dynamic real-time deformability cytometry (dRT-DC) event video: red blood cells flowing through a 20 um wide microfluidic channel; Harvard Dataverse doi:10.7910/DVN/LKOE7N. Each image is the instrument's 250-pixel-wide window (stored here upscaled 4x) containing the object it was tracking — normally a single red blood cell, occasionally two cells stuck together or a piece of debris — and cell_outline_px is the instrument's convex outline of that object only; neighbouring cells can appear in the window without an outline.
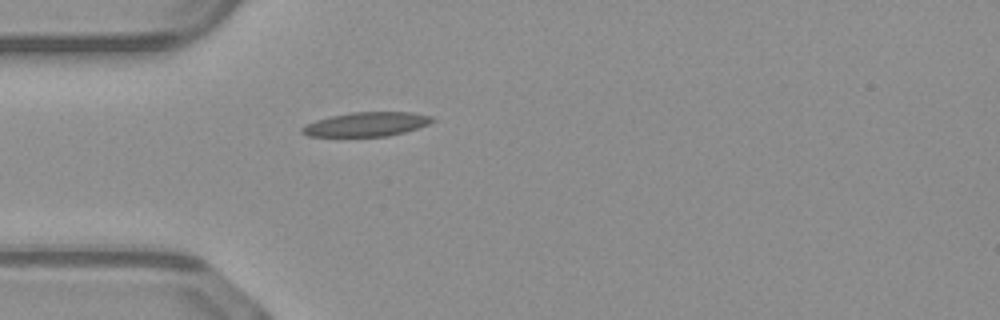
{"species": "common noctule bat (a hibernating species)", "species_latin": "Nyctalus noctula", "temperature_condition": "warm", "stored_images_in_passage": 13, "camera_frame_rate_fps": 3000, "um_per_image_px": 0.085, "animal": {"sex": "male", "body_mass_g": 23.1, "forearm_length_mm": 52.7}, "frame": {"image": 1, "passage_image": 1, "time_ms": 0.0, "image_size_px": [1000, 320], "cell_outline_px": [[436, 120], [428, 124], [404, 132], [388, 136], [308, 136], [300, 132], [300, 128], [304, 124], [328, 116], [352, 112], [412, 112], [432, 116]], "centroid_in_image_um": [31.11, 10.55], "position_along_channel_um": 53.9, "area_um2": 18.44}}
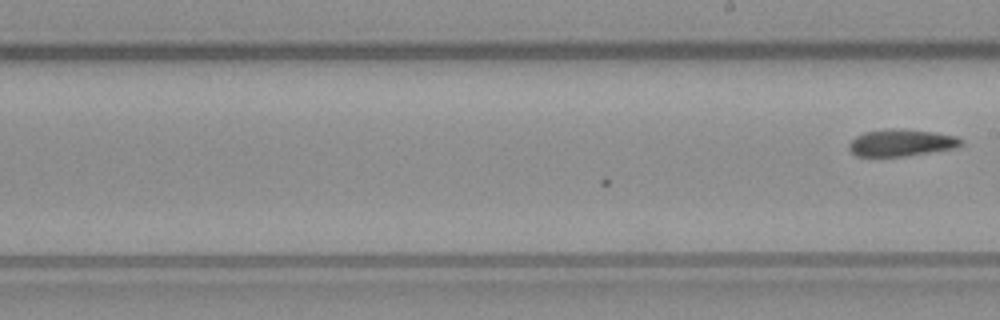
{"frame": {"image": 2, "passage_image": 13, "time_ms": 4.0, "image_size_px": [1000, 320], "cell_outline_px": [[964, 144], [952, 148], [904, 156], [856, 156], [848, 148], [848, 144], [856, 136], [864, 132], [888, 128], [892, 128], [932, 132], [956, 136], [964, 140]], "centroid_in_image_um": [76.58, 12.13], "position_along_channel_um": 212.4, "area_um2": 17.4}}